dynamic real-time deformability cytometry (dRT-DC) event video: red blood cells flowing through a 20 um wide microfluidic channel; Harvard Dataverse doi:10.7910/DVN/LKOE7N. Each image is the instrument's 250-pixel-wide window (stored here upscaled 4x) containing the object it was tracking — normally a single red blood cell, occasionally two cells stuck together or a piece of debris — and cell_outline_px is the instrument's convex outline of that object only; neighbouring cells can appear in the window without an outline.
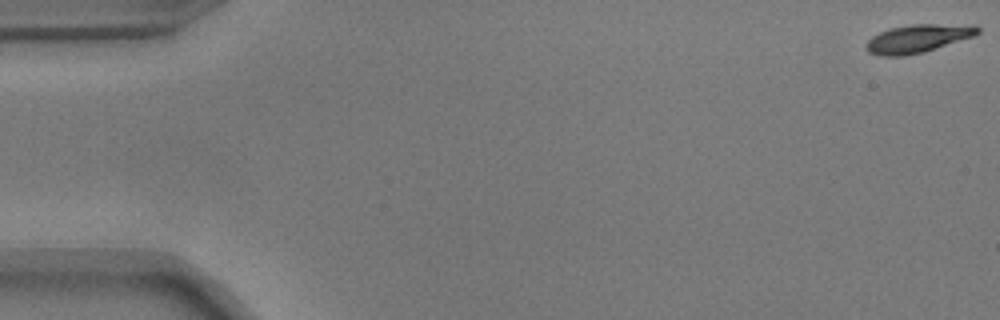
{"species": "common noctule bat (a hibernating species)", "species_latin": "Nyctalus noctula", "temperature_condition": "warm", "stored_images_in_passage": 15, "camera_frame_rate_fps": 3000, "um_per_image_px": 0.085, "animal": {"sex": "male", "body_mass_g": 17.9}, "frame": {"image": 1, "passage_image": 1, "time_ms": 0.0, "image_size_px": [1000, 320], "cell_outline_px": [[980, 32], [972, 36], [924, 52], [904, 56], [880, 56], [868, 52], [864, 48], [864, 44], [872, 36], [880, 32], [892, 28], [912, 24], [972, 24], [980, 28]], "centroid_in_image_um": [77.98, 3.27], "position_along_channel_um": 7.0, "area_um2": 18.32}}
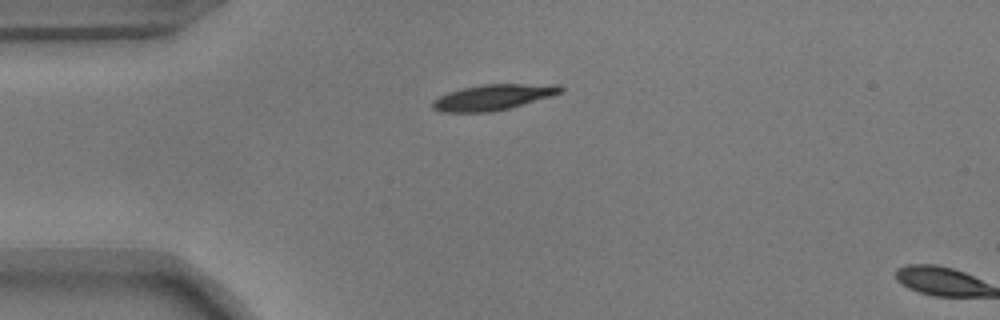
{"frame": {"image": 2, "passage_image": 14, "time_ms": 4.333, "image_size_px": [1000, 320], "cell_outline_px": [[564, 88], [560, 92], [548, 96], [508, 108], [492, 112], [440, 112], [432, 108], [432, 100], [448, 92], [460, 88], [484, 84], [560, 84]], "centroid_in_image_um": [41.84, 8.26], "position_along_channel_um": 43.2, "area_um2": 18.96}}